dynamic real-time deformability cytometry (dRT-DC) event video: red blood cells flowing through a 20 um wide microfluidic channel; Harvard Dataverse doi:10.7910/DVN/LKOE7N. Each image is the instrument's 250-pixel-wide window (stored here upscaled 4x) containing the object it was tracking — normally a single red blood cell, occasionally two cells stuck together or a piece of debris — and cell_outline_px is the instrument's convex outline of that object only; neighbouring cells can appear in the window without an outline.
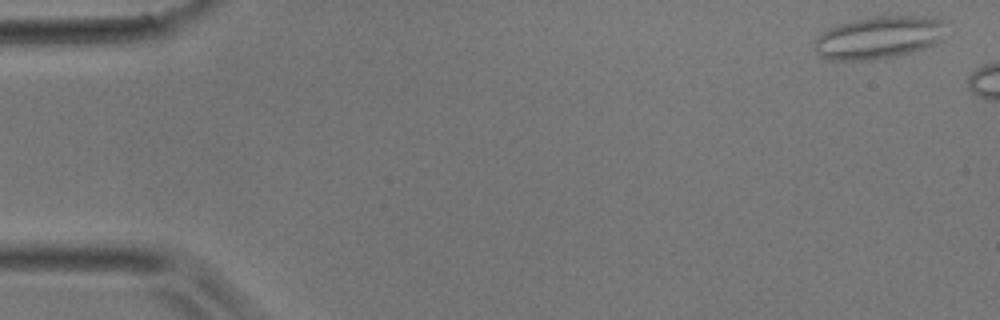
{"species": "common noctule bat (a hibernating species)", "species_latin": "Nyctalus noctula", "temperature_condition": "room temperature", "stored_images_in_passage": 6, "camera_frame_rate_fps": 3000, "um_per_image_px": 0.085, "animal": {"sex": "male", "body_mass_g": 17.9}, "frame": {"image": 1, "passage_image": 2, "time_ms": 0.333, "image_size_px": [1000, 320], "cell_outline_px": [[944, 40], [936, 44], [912, 52], [892, 56], [868, 60], [832, 60], [820, 56], [812, 48], [812, 40], [828, 28], [840, 24], [872, 16], [932, 16], [944, 20]], "centroid_in_image_um": [74.7, 3.18], "position_along_channel_um": 10.3, "area_um2": 32.95}}